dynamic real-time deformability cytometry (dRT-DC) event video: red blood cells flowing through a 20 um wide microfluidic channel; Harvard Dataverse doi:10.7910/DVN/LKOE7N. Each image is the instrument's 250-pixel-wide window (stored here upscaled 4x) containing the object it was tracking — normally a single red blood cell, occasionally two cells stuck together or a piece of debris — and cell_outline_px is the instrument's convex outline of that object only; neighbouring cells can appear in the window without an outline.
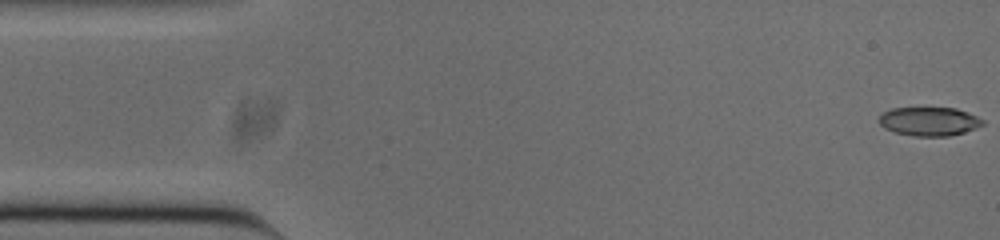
{"species": "common noctule bat (a hibernating species)", "species_latin": "Nyctalus noctula", "temperature_condition": "cold", "stored_images_in_passage": 53, "camera_frame_rate_fps": 3000, "um_per_image_px": 0.085, "animal": {"sex": "male", "body_mass_g": 20.0, "forearm_length_mm": 53.3}, "frame": {"image": 1, "passage_image": 1, "time_ms": 0.0, "image_size_px": [1000, 240], "cell_outline_px": [[984, 124], [976, 128], [964, 132], [948, 136], [916, 136], [896, 132], [884, 128], [880, 124], [880, 116], [884, 112], [892, 108], [956, 108], [968, 112], [984, 120]], "centroid_in_image_um": [79.01, 10.31], "position_along_channel_um": 6.0, "area_um2": 17.22}}
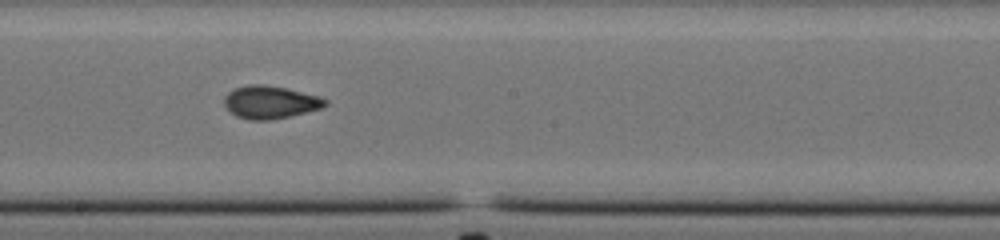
{"frame": {"image": 2, "passage_image": 28, "time_ms": 9.0, "image_size_px": [1000, 240], "cell_outline_px": [[328, 104], [320, 108], [288, 116], [268, 120], [248, 120], [236, 116], [224, 104], [224, 96], [232, 88], [248, 84], [260, 84], [288, 88], [320, 96], [328, 100]], "centroid_in_image_um": [22.95, 8.66], "position_along_channel_um": 225.2, "area_um2": 19.31}}
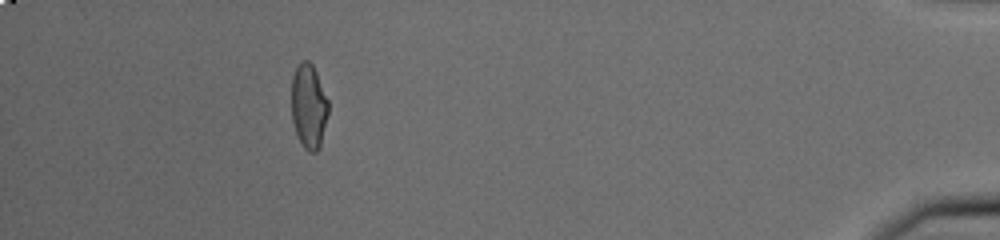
{"frame": {"image": 3, "passage_image": 48, "time_ms": 15.667, "image_size_px": [1000, 240], "cell_outline_px": [[328, 112], [320, 144], [316, 152], [308, 152], [304, 148], [296, 132], [292, 120], [292, 76], [300, 60], [308, 60], [312, 64], [316, 72], [328, 100]], "centroid_in_image_um": [26.23, 9.0], "position_along_channel_um": 409.0, "area_um2": 17.92}, "authors_computed_cell_mechanics": {"area_um2": 18.5538, "velocity_mm_per_s": 3.7835, "shape_relaxation_time_tau1_ms": 8.6509, "shape_relaxation_time_tau2_ms": 1.7201, "deformation_change_tau1": 0.1861, "deformation_change_tau2": 0.0662}}